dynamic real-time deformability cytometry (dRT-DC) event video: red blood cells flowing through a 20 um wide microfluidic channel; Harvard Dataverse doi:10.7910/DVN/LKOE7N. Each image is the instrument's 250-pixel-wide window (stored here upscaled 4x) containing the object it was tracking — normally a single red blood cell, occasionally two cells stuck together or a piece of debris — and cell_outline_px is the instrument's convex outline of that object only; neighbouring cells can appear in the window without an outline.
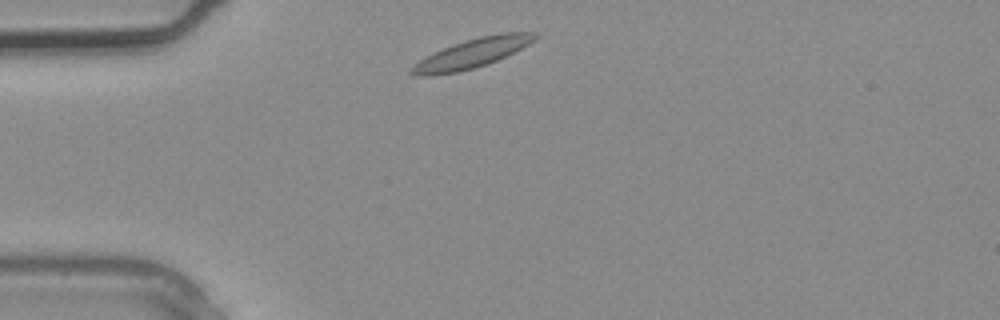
{"species": "common noctule bat (a hibernating species)", "species_latin": "Nyctalus noctula", "temperature_condition": "warm", "stored_images_in_passage": 1, "camera_frame_rate_fps": 3000, "um_per_image_px": 0.085, "animal": {"sex": "male", "body_mass_g": 20.4}, "frame": {"image": 1, "passage_image": 1, "time_ms": 0.0, "image_size_px": [1000, 320], "cell_outline_px": [[540, 36], [536, 40], [496, 60], [472, 68], [456, 72], [432, 76], [416, 76], [408, 72], [408, 68], [420, 60], [452, 44], [464, 40], [480, 36], [504, 32], [540, 32]], "centroid_in_image_um": [40.12, 4.52], "position_along_channel_um": 44.9, "area_um2": 20.81}}